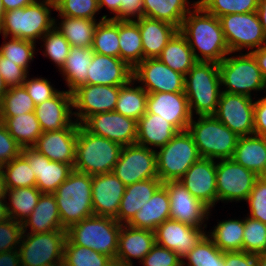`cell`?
Listing matches in <instances>:
<instances>
[{
	"mask_svg": "<svg viewBox=\"0 0 266 266\" xmlns=\"http://www.w3.org/2000/svg\"><path fill=\"white\" fill-rule=\"evenodd\" d=\"M192 5L194 9L185 16L179 31L188 41L197 61L220 63L232 53L227 46L219 18L207 13L197 1Z\"/></svg>",
	"mask_w": 266,
	"mask_h": 266,
	"instance_id": "obj_1",
	"label": "cell"
},
{
	"mask_svg": "<svg viewBox=\"0 0 266 266\" xmlns=\"http://www.w3.org/2000/svg\"><path fill=\"white\" fill-rule=\"evenodd\" d=\"M184 93L192 116L214 115L220 95L221 77L218 63L198 61L185 75Z\"/></svg>",
	"mask_w": 266,
	"mask_h": 266,
	"instance_id": "obj_2",
	"label": "cell"
},
{
	"mask_svg": "<svg viewBox=\"0 0 266 266\" xmlns=\"http://www.w3.org/2000/svg\"><path fill=\"white\" fill-rule=\"evenodd\" d=\"M51 8L55 10L54 0H39L24 8L8 10L4 14L0 33L5 40L11 34V38L36 43V39H41L55 26L56 19L51 17Z\"/></svg>",
	"mask_w": 266,
	"mask_h": 266,
	"instance_id": "obj_3",
	"label": "cell"
},
{
	"mask_svg": "<svg viewBox=\"0 0 266 266\" xmlns=\"http://www.w3.org/2000/svg\"><path fill=\"white\" fill-rule=\"evenodd\" d=\"M53 194L61 224L66 230L94 215L91 175L73 170Z\"/></svg>",
	"mask_w": 266,
	"mask_h": 266,
	"instance_id": "obj_4",
	"label": "cell"
},
{
	"mask_svg": "<svg viewBox=\"0 0 266 266\" xmlns=\"http://www.w3.org/2000/svg\"><path fill=\"white\" fill-rule=\"evenodd\" d=\"M122 146L79 125L73 170L91 176L113 172Z\"/></svg>",
	"mask_w": 266,
	"mask_h": 266,
	"instance_id": "obj_5",
	"label": "cell"
},
{
	"mask_svg": "<svg viewBox=\"0 0 266 266\" xmlns=\"http://www.w3.org/2000/svg\"><path fill=\"white\" fill-rule=\"evenodd\" d=\"M121 227L116 219L92 215L71 225L66 230L67 239L74 245L91 248L115 259Z\"/></svg>",
	"mask_w": 266,
	"mask_h": 266,
	"instance_id": "obj_6",
	"label": "cell"
},
{
	"mask_svg": "<svg viewBox=\"0 0 266 266\" xmlns=\"http://www.w3.org/2000/svg\"><path fill=\"white\" fill-rule=\"evenodd\" d=\"M201 158L232 159L239 136L214 115L192 118L188 126Z\"/></svg>",
	"mask_w": 266,
	"mask_h": 266,
	"instance_id": "obj_7",
	"label": "cell"
},
{
	"mask_svg": "<svg viewBox=\"0 0 266 266\" xmlns=\"http://www.w3.org/2000/svg\"><path fill=\"white\" fill-rule=\"evenodd\" d=\"M156 150L157 175L162 183L179 181L201 156L188 130L178 131L165 145Z\"/></svg>",
	"mask_w": 266,
	"mask_h": 266,
	"instance_id": "obj_8",
	"label": "cell"
},
{
	"mask_svg": "<svg viewBox=\"0 0 266 266\" xmlns=\"http://www.w3.org/2000/svg\"><path fill=\"white\" fill-rule=\"evenodd\" d=\"M218 66L221 85L226 86V90L222 92L251 97L252 90L266 89V80L250 52L236 57H225Z\"/></svg>",
	"mask_w": 266,
	"mask_h": 266,
	"instance_id": "obj_9",
	"label": "cell"
},
{
	"mask_svg": "<svg viewBox=\"0 0 266 266\" xmlns=\"http://www.w3.org/2000/svg\"><path fill=\"white\" fill-rule=\"evenodd\" d=\"M66 231L22 233L18 246L21 266L63 264Z\"/></svg>",
	"mask_w": 266,
	"mask_h": 266,
	"instance_id": "obj_10",
	"label": "cell"
},
{
	"mask_svg": "<svg viewBox=\"0 0 266 266\" xmlns=\"http://www.w3.org/2000/svg\"><path fill=\"white\" fill-rule=\"evenodd\" d=\"M230 53L244 48L257 50L266 45V36L257 12L226 14L219 17Z\"/></svg>",
	"mask_w": 266,
	"mask_h": 266,
	"instance_id": "obj_11",
	"label": "cell"
},
{
	"mask_svg": "<svg viewBox=\"0 0 266 266\" xmlns=\"http://www.w3.org/2000/svg\"><path fill=\"white\" fill-rule=\"evenodd\" d=\"M258 178L233 159H220L216 164L217 202L246 201Z\"/></svg>",
	"mask_w": 266,
	"mask_h": 266,
	"instance_id": "obj_12",
	"label": "cell"
},
{
	"mask_svg": "<svg viewBox=\"0 0 266 266\" xmlns=\"http://www.w3.org/2000/svg\"><path fill=\"white\" fill-rule=\"evenodd\" d=\"M113 173L126 185L158 178L156 150L138 144L123 146Z\"/></svg>",
	"mask_w": 266,
	"mask_h": 266,
	"instance_id": "obj_13",
	"label": "cell"
},
{
	"mask_svg": "<svg viewBox=\"0 0 266 266\" xmlns=\"http://www.w3.org/2000/svg\"><path fill=\"white\" fill-rule=\"evenodd\" d=\"M252 97L222 92L214 116L239 137L254 134Z\"/></svg>",
	"mask_w": 266,
	"mask_h": 266,
	"instance_id": "obj_14",
	"label": "cell"
},
{
	"mask_svg": "<svg viewBox=\"0 0 266 266\" xmlns=\"http://www.w3.org/2000/svg\"><path fill=\"white\" fill-rule=\"evenodd\" d=\"M121 86L82 85L72 92L73 112L80 125L91 115L115 110Z\"/></svg>",
	"mask_w": 266,
	"mask_h": 266,
	"instance_id": "obj_15",
	"label": "cell"
},
{
	"mask_svg": "<svg viewBox=\"0 0 266 266\" xmlns=\"http://www.w3.org/2000/svg\"><path fill=\"white\" fill-rule=\"evenodd\" d=\"M133 79L149 93L184 92L185 75L175 72L158 58L142 60L133 69Z\"/></svg>",
	"mask_w": 266,
	"mask_h": 266,
	"instance_id": "obj_16",
	"label": "cell"
},
{
	"mask_svg": "<svg viewBox=\"0 0 266 266\" xmlns=\"http://www.w3.org/2000/svg\"><path fill=\"white\" fill-rule=\"evenodd\" d=\"M88 132L107 138L122 147L137 140V121L116 112L91 115L81 124Z\"/></svg>",
	"mask_w": 266,
	"mask_h": 266,
	"instance_id": "obj_17",
	"label": "cell"
},
{
	"mask_svg": "<svg viewBox=\"0 0 266 266\" xmlns=\"http://www.w3.org/2000/svg\"><path fill=\"white\" fill-rule=\"evenodd\" d=\"M170 198V219L184 224L202 228L210 214V209L195 198L180 181L162 184Z\"/></svg>",
	"mask_w": 266,
	"mask_h": 266,
	"instance_id": "obj_18",
	"label": "cell"
},
{
	"mask_svg": "<svg viewBox=\"0 0 266 266\" xmlns=\"http://www.w3.org/2000/svg\"><path fill=\"white\" fill-rule=\"evenodd\" d=\"M146 111L160 115L178 131L188 130L193 116L184 92H156L147 96Z\"/></svg>",
	"mask_w": 266,
	"mask_h": 266,
	"instance_id": "obj_19",
	"label": "cell"
},
{
	"mask_svg": "<svg viewBox=\"0 0 266 266\" xmlns=\"http://www.w3.org/2000/svg\"><path fill=\"white\" fill-rule=\"evenodd\" d=\"M203 229L167 219L154 230L155 244L172 250L183 260L206 235Z\"/></svg>",
	"mask_w": 266,
	"mask_h": 266,
	"instance_id": "obj_20",
	"label": "cell"
},
{
	"mask_svg": "<svg viewBox=\"0 0 266 266\" xmlns=\"http://www.w3.org/2000/svg\"><path fill=\"white\" fill-rule=\"evenodd\" d=\"M21 155L32 168L41 193L53 194L73 171L71 164L51 161L33 147H23Z\"/></svg>",
	"mask_w": 266,
	"mask_h": 266,
	"instance_id": "obj_21",
	"label": "cell"
},
{
	"mask_svg": "<svg viewBox=\"0 0 266 266\" xmlns=\"http://www.w3.org/2000/svg\"><path fill=\"white\" fill-rule=\"evenodd\" d=\"M216 163L213 159L200 158L179 180L195 198L209 209L217 202Z\"/></svg>",
	"mask_w": 266,
	"mask_h": 266,
	"instance_id": "obj_22",
	"label": "cell"
},
{
	"mask_svg": "<svg viewBox=\"0 0 266 266\" xmlns=\"http://www.w3.org/2000/svg\"><path fill=\"white\" fill-rule=\"evenodd\" d=\"M126 185L113 173L92 176L94 215L116 219Z\"/></svg>",
	"mask_w": 266,
	"mask_h": 266,
	"instance_id": "obj_23",
	"label": "cell"
},
{
	"mask_svg": "<svg viewBox=\"0 0 266 266\" xmlns=\"http://www.w3.org/2000/svg\"><path fill=\"white\" fill-rule=\"evenodd\" d=\"M79 125L75 122L68 128L42 132L33 148L51 161L74 166Z\"/></svg>",
	"mask_w": 266,
	"mask_h": 266,
	"instance_id": "obj_24",
	"label": "cell"
},
{
	"mask_svg": "<svg viewBox=\"0 0 266 266\" xmlns=\"http://www.w3.org/2000/svg\"><path fill=\"white\" fill-rule=\"evenodd\" d=\"M73 97L68 91H60L52 98L35 107L34 113L42 132L61 130L71 127L76 121L73 116Z\"/></svg>",
	"mask_w": 266,
	"mask_h": 266,
	"instance_id": "obj_25",
	"label": "cell"
},
{
	"mask_svg": "<svg viewBox=\"0 0 266 266\" xmlns=\"http://www.w3.org/2000/svg\"><path fill=\"white\" fill-rule=\"evenodd\" d=\"M133 79V69L120 58L93 52L88 67L87 84L122 86Z\"/></svg>",
	"mask_w": 266,
	"mask_h": 266,
	"instance_id": "obj_26",
	"label": "cell"
},
{
	"mask_svg": "<svg viewBox=\"0 0 266 266\" xmlns=\"http://www.w3.org/2000/svg\"><path fill=\"white\" fill-rule=\"evenodd\" d=\"M154 245L153 231L131 227L127 224L122 225L116 259L128 266H133L132 258L139 259L141 262Z\"/></svg>",
	"mask_w": 266,
	"mask_h": 266,
	"instance_id": "obj_27",
	"label": "cell"
},
{
	"mask_svg": "<svg viewBox=\"0 0 266 266\" xmlns=\"http://www.w3.org/2000/svg\"><path fill=\"white\" fill-rule=\"evenodd\" d=\"M134 21L138 24L141 33L143 60L157 58L167 42L178 31L169 23L145 16Z\"/></svg>",
	"mask_w": 266,
	"mask_h": 266,
	"instance_id": "obj_28",
	"label": "cell"
},
{
	"mask_svg": "<svg viewBox=\"0 0 266 266\" xmlns=\"http://www.w3.org/2000/svg\"><path fill=\"white\" fill-rule=\"evenodd\" d=\"M167 219H170V198L161 185L127 225L154 232Z\"/></svg>",
	"mask_w": 266,
	"mask_h": 266,
	"instance_id": "obj_29",
	"label": "cell"
},
{
	"mask_svg": "<svg viewBox=\"0 0 266 266\" xmlns=\"http://www.w3.org/2000/svg\"><path fill=\"white\" fill-rule=\"evenodd\" d=\"M46 233L66 231L61 224L58 206L54 194L42 193L30 216L22 223L23 233Z\"/></svg>",
	"mask_w": 266,
	"mask_h": 266,
	"instance_id": "obj_30",
	"label": "cell"
},
{
	"mask_svg": "<svg viewBox=\"0 0 266 266\" xmlns=\"http://www.w3.org/2000/svg\"><path fill=\"white\" fill-rule=\"evenodd\" d=\"M162 184L159 178H152L126 186L116 220L128 224Z\"/></svg>",
	"mask_w": 266,
	"mask_h": 266,
	"instance_id": "obj_31",
	"label": "cell"
},
{
	"mask_svg": "<svg viewBox=\"0 0 266 266\" xmlns=\"http://www.w3.org/2000/svg\"><path fill=\"white\" fill-rule=\"evenodd\" d=\"M232 159L259 177H266V138L256 134L239 137Z\"/></svg>",
	"mask_w": 266,
	"mask_h": 266,
	"instance_id": "obj_32",
	"label": "cell"
},
{
	"mask_svg": "<svg viewBox=\"0 0 266 266\" xmlns=\"http://www.w3.org/2000/svg\"><path fill=\"white\" fill-rule=\"evenodd\" d=\"M178 130L160 115L146 113L137 121L136 144L147 148L165 146ZM149 145L151 147H149Z\"/></svg>",
	"mask_w": 266,
	"mask_h": 266,
	"instance_id": "obj_33",
	"label": "cell"
},
{
	"mask_svg": "<svg viewBox=\"0 0 266 266\" xmlns=\"http://www.w3.org/2000/svg\"><path fill=\"white\" fill-rule=\"evenodd\" d=\"M175 72L186 75L198 62L186 38L178 30L157 57Z\"/></svg>",
	"mask_w": 266,
	"mask_h": 266,
	"instance_id": "obj_34",
	"label": "cell"
},
{
	"mask_svg": "<svg viewBox=\"0 0 266 266\" xmlns=\"http://www.w3.org/2000/svg\"><path fill=\"white\" fill-rule=\"evenodd\" d=\"M93 50L91 48L71 47L62 74L67 82L68 92L72 93L78 87L87 85L88 67L92 63Z\"/></svg>",
	"mask_w": 266,
	"mask_h": 266,
	"instance_id": "obj_35",
	"label": "cell"
},
{
	"mask_svg": "<svg viewBox=\"0 0 266 266\" xmlns=\"http://www.w3.org/2000/svg\"><path fill=\"white\" fill-rule=\"evenodd\" d=\"M188 0H143L144 16L175 26L178 30L191 11Z\"/></svg>",
	"mask_w": 266,
	"mask_h": 266,
	"instance_id": "obj_36",
	"label": "cell"
},
{
	"mask_svg": "<svg viewBox=\"0 0 266 266\" xmlns=\"http://www.w3.org/2000/svg\"><path fill=\"white\" fill-rule=\"evenodd\" d=\"M14 140L23 147H33L42 135V129L34 112L13 117H0Z\"/></svg>",
	"mask_w": 266,
	"mask_h": 266,
	"instance_id": "obj_37",
	"label": "cell"
},
{
	"mask_svg": "<svg viewBox=\"0 0 266 266\" xmlns=\"http://www.w3.org/2000/svg\"><path fill=\"white\" fill-rule=\"evenodd\" d=\"M119 58L134 69L143 60L141 33L135 21H119Z\"/></svg>",
	"mask_w": 266,
	"mask_h": 266,
	"instance_id": "obj_38",
	"label": "cell"
},
{
	"mask_svg": "<svg viewBox=\"0 0 266 266\" xmlns=\"http://www.w3.org/2000/svg\"><path fill=\"white\" fill-rule=\"evenodd\" d=\"M62 17L61 23L55 27L61 32L71 47L91 48L98 22L91 19Z\"/></svg>",
	"mask_w": 266,
	"mask_h": 266,
	"instance_id": "obj_39",
	"label": "cell"
},
{
	"mask_svg": "<svg viewBox=\"0 0 266 266\" xmlns=\"http://www.w3.org/2000/svg\"><path fill=\"white\" fill-rule=\"evenodd\" d=\"M134 83L131 79L121 86L114 111L138 121L146 113L148 93L140 85L134 87Z\"/></svg>",
	"mask_w": 266,
	"mask_h": 266,
	"instance_id": "obj_40",
	"label": "cell"
},
{
	"mask_svg": "<svg viewBox=\"0 0 266 266\" xmlns=\"http://www.w3.org/2000/svg\"><path fill=\"white\" fill-rule=\"evenodd\" d=\"M93 52L119 58V21L103 15L95 29L92 47Z\"/></svg>",
	"mask_w": 266,
	"mask_h": 266,
	"instance_id": "obj_41",
	"label": "cell"
},
{
	"mask_svg": "<svg viewBox=\"0 0 266 266\" xmlns=\"http://www.w3.org/2000/svg\"><path fill=\"white\" fill-rule=\"evenodd\" d=\"M244 219L219 221L208 235L222 252L242 251Z\"/></svg>",
	"mask_w": 266,
	"mask_h": 266,
	"instance_id": "obj_42",
	"label": "cell"
},
{
	"mask_svg": "<svg viewBox=\"0 0 266 266\" xmlns=\"http://www.w3.org/2000/svg\"><path fill=\"white\" fill-rule=\"evenodd\" d=\"M39 189L34 187H21L8 189L7 195L10 204H7L9 217L23 223L33 212L41 196Z\"/></svg>",
	"mask_w": 266,
	"mask_h": 266,
	"instance_id": "obj_43",
	"label": "cell"
},
{
	"mask_svg": "<svg viewBox=\"0 0 266 266\" xmlns=\"http://www.w3.org/2000/svg\"><path fill=\"white\" fill-rule=\"evenodd\" d=\"M0 169L4 175L7 189L36 186V176L28 161L21 154L2 165Z\"/></svg>",
	"mask_w": 266,
	"mask_h": 266,
	"instance_id": "obj_44",
	"label": "cell"
},
{
	"mask_svg": "<svg viewBox=\"0 0 266 266\" xmlns=\"http://www.w3.org/2000/svg\"><path fill=\"white\" fill-rule=\"evenodd\" d=\"M186 258V259H185ZM187 266H225V252H222L206 234L184 257Z\"/></svg>",
	"mask_w": 266,
	"mask_h": 266,
	"instance_id": "obj_45",
	"label": "cell"
},
{
	"mask_svg": "<svg viewBox=\"0 0 266 266\" xmlns=\"http://www.w3.org/2000/svg\"><path fill=\"white\" fill-rule=\"evenodd\" d=\"M35 107L33 99L23 85L10 87L0 102V117L34 112Z\"/></svg>",
	"mask_w": 266,
	"mask_h": 266,
	"instance_id": "obj_46",
	"label": "cell"
},
{
	"mask_svg": "<svg viewBox=\"0 0 266 266\" xmlns=\"http://www.w3.org/2000/svg\"><path fill=\"white\" fill-rule=\"evenodd\" d=\"M110 259L91 248L74 245L68 239L65 241L63 266H105Z\"/></svg>",
	"mask_w": 266,
	"mask_h": 266,
	"instance_id": "obj_47",
	"label": "cell"
},
{
	"mask_svg": "<svg viewBox=\"0 0 266 266\" xmlns=\"http://www.w3.org/2000/svg\"><path fill=\"white\" fill-rule=\"evenodd\" d=\"M197 4L219 18L226 14L257 12L259 0H198Z\"/></svg>",
	"mask_w": 266,
	"mask_h": 266,
	"instance_id": "obj_48",
	"label": "cell"
},
{
	"mask_svg": "<svg viewBox=\"0 0 266 266\" xmlns=\"http://www.w3.org/2000/svg\"><path fill=\"white\" fill-rule=\"evenodd\" d=\"M242 251L255 255L266 254V224L249 216L244 219Z\"/></svg>",
	"mask_w": 266,
	"mask_h": 266,
	"instance_id": "obj_49",
	"label": "cell"
},
{
	"mask_svg": "<svg viewBox=\"0 0 266 266\" xmlns=\"http://www.w3.org/2000/svg\"><path fill=\"white\" fill-rule=\"evenodd\" d=\"M3 42L0 47V55L7 58V61L15 62L18 66L28 70L29 62L34 59L35 43L19 38H10Z\"/></svg>",
	"mask_w": 266,
	"mask_h": 266,
	"instance_id": "obj_50",
	"label": "cell"
},
{
	"mask_svg": "<svg viewBox=\"0 0 266 266\" xmlns=\"http://www.w3.org/2000/svg\"><path fill=\"white\" fill-rule=\"evenodd\" d=\"M41 39H43V45H45L43 55L45 57H49V59L56 64L59 70H61L65 64L67 56L69 55L71 45L55 26L45 33Z\"/></svg>",
	"mask_w": 266,
	"mask_h": 266,
	"instance_id": "obj_51",
	"label": "cell"
},
{
	"mask_svg": "<svg viewBox=\"0 0 266 266\" xmlns=\"http://www.w3.org/2000/svg\"><path fill=\"white\" fill-rule=\"evenodd\" d=\"M55 11L59 16L75 17L83 19H95L99 12L98 0H54Z\"/></svg>",
	"mask_w": 266,
	"mask_h": 266,
	"instance_id": "obj_52",
	"label": "cell"
},
{
	"mask_svg": "<svg viewBox=\"0 0 266 266\" xmlns=\"http://www.w3.org/2000/svg\"><path fill=\"white\" fill-rule=\"evenodd\" d=\"M250 207V216L266 224V177H259L246 199Z\"/></svg>",
	"mask_w": 266,
	"mask_h": 266,
	"instance_id": "obj_53",
	"label": "cell"
},
{
	"mask_svg": "<svg viewBox=\"0 0 266 266\" xmlns=\"http://www.w3.org/2000/svg\"><path fill=\"white\" fill-rule=\"evenodd\" d=\"M143 266H184L186 265L175 252L155 244L142 259Z\"/></svg>",
	"mask_w": 266,
	"mask_h": 266,
	"instance_id": "obj_54",
	"label": "cell"
},
{
	"mask_svg": "<svg viewBox=\"0 0 266 266\" xmlns=\"http://www.w3.org/2000/svg\"><path fill=\"white\" fill-rule=\"evenodd\" d=\"M22 233V224L11 218L0 223V253L17 249Z\"/></svg>",
	"mask_w": 266,
	"mask_h": 266,
	"instance_id": "obj_55",
	"label": "cell"
},
{
	"mask_svg": "<svg viewBox=\"0 0 266 266\" xmlns=\"http://www.w3.org/2000/svg\"><path fill=\"white\" fill-rule=\"evenodd\" d=\"M47 79L42 78H32L31 80L26 78L23 86L27 90L28 94L33 99L34 105L37 106L40 103L54 97L59 91L56 90L50 84Z\"/></svg>",
	"mask_w": 266,
	"mask_h": 266,
	"instance_id": "obj_56",
	"label": "cell"
},
{
	"mask_svg": "<svg viewBox=\"0 0 266 266\" xmlns=\"http://www.w3.org/2000/svg\"><path fill=\"white\" fill-rule=\"evenodd\" d=\"M22 147L9 134L2 120H0V167L21 154Z\"/></svg>",
	"mask_w": 266,
	"mask_h": 266,
	"instance_id": "obj_57",
	"label": "cell"
},
{
	"mask_svg": "<svg viewBox=\"0 0 266 266\" xmlns=\"http://www.w3.org/2000/svg\"><path fill=\"white\" fill-rule=\"evenodd\" d=\"M0 72L3 80L10 87L22 86L28 78V70L18 66L15 62L7 61L0 55Z\"/></svg>",
	"mask_w": 266,
	"mask_h": 266,
	"instance_id": "obj_58",
	"label": "cell"
},
{
	"mask_svg": "<svg viewBox=\"0 0 266 266\" xmlns=\"http://www.w3.org/2000/svg\"><path fill=\"white\" fill-rule=\"evenodd\" d=\"M144 17L143 0H121L120 10L110 17L112 20L118 21H134Z\"/></svg>",
	"mask_w": 266,
	"mask_h": 266,
	"instance_id": "obj_59",
	"label": "cell"
},
{
	"mask_svg": "<svg viewBox=\"0 0 266 266\" xmlns=\"http://www.w3.org/2000/svg\"><path fill=\"white\" fill-rule=\"evenodd\" d=\"M254 134L266 138V97L254 104Z\"/></svg>",
	"mask_w": 266,
	"mask_h": 266,
	"instance_id": "obj_60",
	"label": "cell"
},
{
	"mask_svg": "<svg viewBox=\"0 0 266 266\" xmlns=\"http://www.w3.org/2000/svg\"><path fill=\"white\" fill-rule=\"evenodd\" d=\"M225 266H256V255L244 251L225 252Z\"/></svg>",
	"mask_w": 266,
	"mask_h": 266,
	"instance_id": "obj_61",
	"label": "cell"
},
{
	"mask_svg": "<svg viewBox=\"0 0 266 266\" xmlns=\"http://www.w3.org/2000/svg\"><path fill=\"white\" fill-rule=\"evenodd\" d=\"M0 266H21L19 250L0 253Z\"/></svg>",
	"mask_w": 266,
	"mask_h": 266,
	"instance_id": "obj_62",
	"label": "cell"
},
{
	"mask_svg": "<svg viewBox=\"0 0 266 266\" xmlns=\"http://www.w3.org/2000/svg\"><path fill=\"white\" fill-rule=\"evenodd\" d=\"M250 53L254 56L257 65L260 68L264 79L266 80V45L257 50L250 51Z\"/></svg>",
	"mask_w": 266,
	"mask_h": 266,
	"instance_id": "obj_63",
	"label": "cell"
},
{
	"mask_svg": "<svg viewBox=\"0 0 266 266\" xmlns=\"http://www.w3.org/2000/svg\"><path fill=\"white\" fill-rule=\"evenodd\" d=\"M38 2V0H2L5 11L24 8L25 6L31 5Z\"/></svg>",
	"mask_w": 266,
	"mask_h": 266,
	"instance_id": "obj_64",
	"label": "cell"
},
{
	"mask_svg": "<svg viewBox=\"0 0 266 266\" xmlns=\"http://www.w3.org/2000/svg\"><path fill=\"white\" fill-rule=\"evenodd\" d=\"M121 0H98L99 9L106 6L111 13L116 14L120 10Z\"/></svg>",
	"mask_w": 266,
	"mask_h": 266,
	"instance_id": "obj_65",
	"label": "cell"
},
{
	"mask_svg": "<svg viewBox=\"0 0 266 266\" xmlns=\"http://www.w3.org/2000/svg\"><path fill=\"white\" fill-rule=\"evenodd\" d=\"M257 14L266 36V0H259Z\"/></svg>",
	"mask_w": 266,
	"mask_h": 266,
	"instance_id": "obj_66",
	"label": "cell"
},
{
	"mask_svg": "<svg viewBox=\"0 0 266 266\" xmlns=\"http://www.w3.org/2000/svg\"><path fill=\"white\" fill-rule=\"evenodd\" d=\"M5 202V203H4ZM7 201L2 200L0 201V223L7 221L10 219L8 214V205L6 203Z\"/></svg>",
	"mask_w": 266,
	"mask_h": 266,
	"instance_id": "obj_67",
	"label": "cell"
},
{
	"mask_svg": "<svg viewBox=\"0 0 266 266\" xmlns=\"http://www.w3.org/2000/svg\"><path fill=\"white\" fill-rule=\"evenodd\" d=\"M7 185L5 183L4 175L0 169V201L6 199L7 197Z\"/></svg>",
	"mask_w": 266,
	"mask_h": 266,
	"instance_id": "obj_68",
	"label": "cell"
},
{
	"mask_svg": "<svg viewBox=\"0 0 266 266\" xmlns=\"http://www.w3.org/2000/svg\"><path fill=\"white\" fill-rule=\"evenodd\" d=\"M9 87L5 83V81L2 78L1 72H0V102L3 98V96L8 92Z\"/></svg>",
	"mask_w": 266,
	"mask_h": 266,
	"instance_id": "obj_69",
	"label": "cell"
},
{
	"mask_svg": "<svg viewBox=\"0 0 266 266\" xmlns=\"http://www.w3.org/2000/svg\"><path fill=\"white\" fill-rule=\"evenodd\" d=\"M256 266H266V254L256 255Z\"/></svg>",
	"mask_w": 266,
	"mask_h": 266,
	"instance_id": "obj_70",
	"label": "cell"
},
{
	"mask_svg": "<svg viewBox=\"0 0 266 266\" xmlns=\"http://www.w3.org/2000/svg\"><path fill=\"white\" fill-rule=\"evenodd\" d=\"M105 266H128V265L123 263L121 260L115 258V259H110Z\"/></svg>",
	"mask_w": 266,
	"mask_h": 266,
	"instance_id": "obj_71",
	"label": "cell"
},
{
	"mask_svg": "<svg viewBox=\"0 0 266 266\" xmlns=\"http://www.w3.org/2000/svg\"><path fill=\"white\" fill-rule=\"evenodd\" d=\"M5 12L6 11H5L4 7H3L2 0H0V26L2 24Z\"/></svg>",
	"mask_w": 266,
	"mask_h": 266,
	"instance_id": "obj_72",
	"label": "cell"
},
{
	"mask_svg": "<svg viewBox=\"0 0 266 266\" xmlns=\"http://www.w3.org/2000/svg\"><path fill=\"white\" fill-rule=\"evenodd\" d=\"M44 266H63V264H53V265H44Z\"/></svg>",
	"mask_w": 266,
	"mask_h": 266,
	"instance_id": "obj_73",
	"label": "cell"
}]
</instances>
